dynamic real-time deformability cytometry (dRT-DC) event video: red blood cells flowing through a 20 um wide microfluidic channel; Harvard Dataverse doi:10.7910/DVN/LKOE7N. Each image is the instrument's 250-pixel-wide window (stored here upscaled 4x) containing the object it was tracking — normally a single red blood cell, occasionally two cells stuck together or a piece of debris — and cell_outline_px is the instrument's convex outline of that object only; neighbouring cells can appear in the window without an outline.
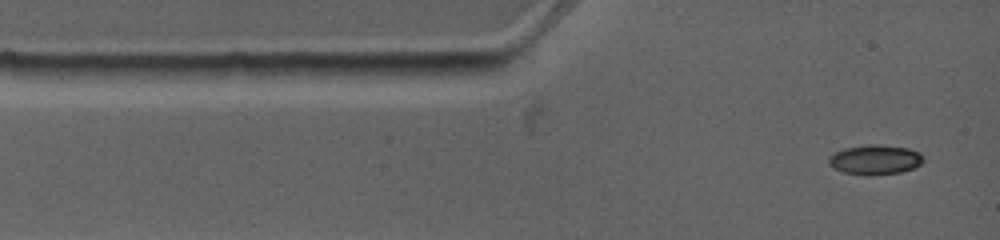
{"species": "common noctule bat (a hibernating species)", "species_latin": "Nyctalus noctula", "temperature_condition": "warm", "stored_images_in_passage": 10, "camera_frame_rate_fps": 4500, "um_per_image_px": 0.085, "animal": {"sex": "female", "body_mass_g": 19.0, "forearm_length_mm": 53.3}, "frame": {"image": 1, "passage_image": 1, "time_ms": 0.0, "image_size_px": [1000, 240], "cell_outline_px": [[924, 160], [920, 164], [912, 168], [900, 172], [868, 176], [844, 172], [832, 168], [828, 164], [828, 156], [844, 148], [872, 144], [880, 144], [908, 148], [920, 152], [924, 156]], "centroid_in_image_um": [74.37, 13.57], "position_along_channel_um": 10.6, "area_um2": 16.53}}
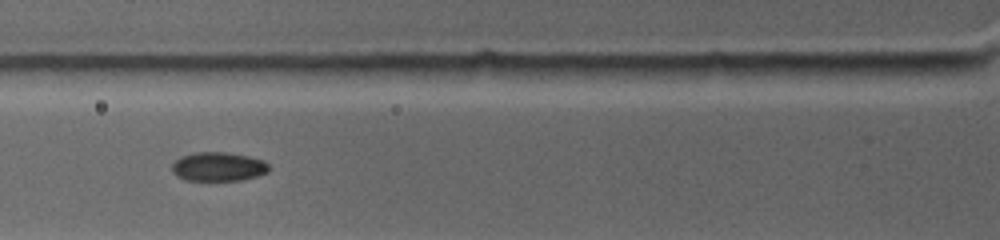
{"frame": {"image": 2, "passage_image": 5, "time_ms": 3.333, "image_size_px": [1000, 240], "cell_outline_px": [[268, 172], [256, 176], [240, 180], [184, 180], [176, 176], [172, 172], [172, 164], [180, 156], [196, 152], [228, 152], [248, 156], [264, 160], [268, 164]], "centroid_in_image_um": [18.53, 14.16], "position_along_channel_um": 107.3, "area_um2": 16.42}}
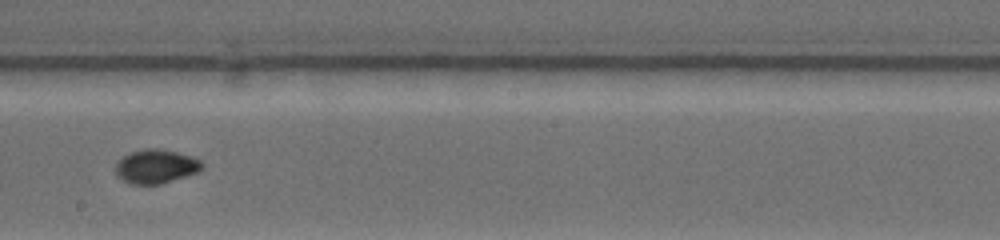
{"frame": {"image": 3, "passage_image": 9, "time_ms": 6.667, "image_size_px": [1000, 240], "cell_outline_px": [[204, 168], [196, 172], [160, 184], [128, 184], [116, 176], [116, 164], [124, 156], [132, 152], [148, 148], [160, 148], [192, 156], [200, 160], [204, 164]], "centroid_in_image_um": [13.25, 14.15], "position_along_channel_um": 234.9, "area_um2": 16.99}}